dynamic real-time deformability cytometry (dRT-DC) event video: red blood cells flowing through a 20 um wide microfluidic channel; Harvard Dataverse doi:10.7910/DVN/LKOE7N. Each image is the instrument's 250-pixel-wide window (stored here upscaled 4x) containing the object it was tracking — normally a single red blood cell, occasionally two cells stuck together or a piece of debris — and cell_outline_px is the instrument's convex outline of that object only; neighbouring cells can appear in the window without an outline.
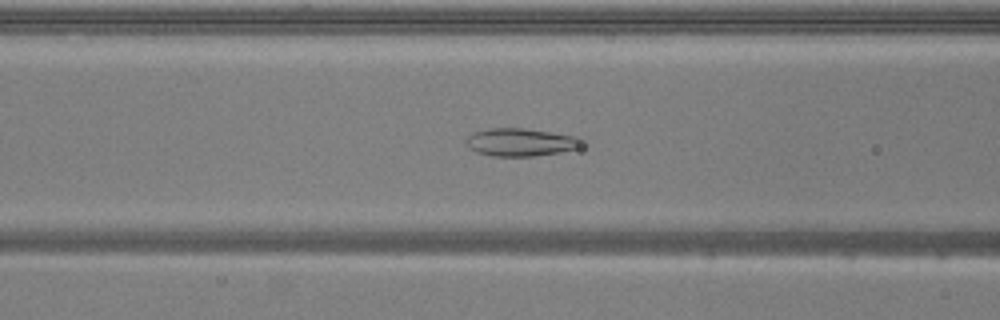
{"species": "common noctule bat (a hibernating species)", "species_latin": "Nyctalus noctula", "temperature_condition": "warm", "stored_images_in_passage": 52, "camera_frame_rate_fps": 3000, "um_per_image_px": 0.085, "animal": {"sex": "male", "body_mass_g": 20.5, "forearm_length_mm": 52.5}, "frame": {"image": 1, "passage_image": 20, "time_ms": 6.333, "image_size_px": [1000, 320], "cell_outline_px": [[584, 136], [580, 148], [560, 152], [532, 156], [492, 156], [476, 152], [468, 148], [464, 144], [464, 140], [472, 132], [488, 128], [524, 128]], "centroid_in_image_um": [44.26, 12.07], "position_along_channel_um": 122.3, "area_um2": 19.31}}
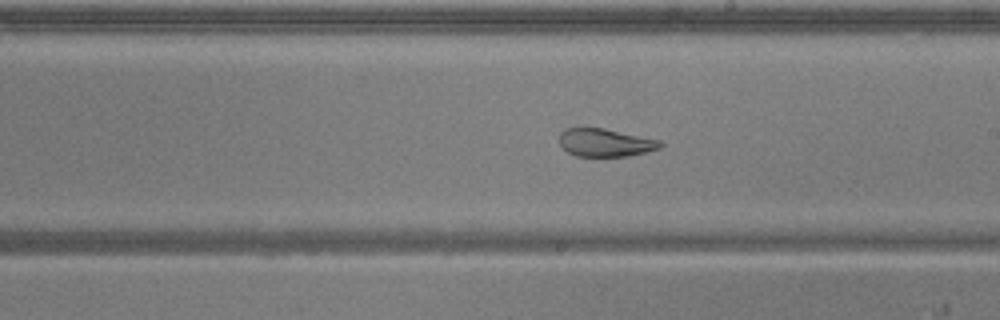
{"frame": {"image": 2, "passage_image": 29, "time_ms": 9.333, "image_size_px": [1000, 320], "cell_outline_px": [[664, 144], [660, 148], [648, 152], [628, 156], [576, 156], [568, 152], [560, 144], [560, 132], [564, 128], [604, 128], [660, 140]], "centroid_in_image_um": [51.47, 12.12], "position_along_channel_um": 237.5, "area_um2": 16.47}}
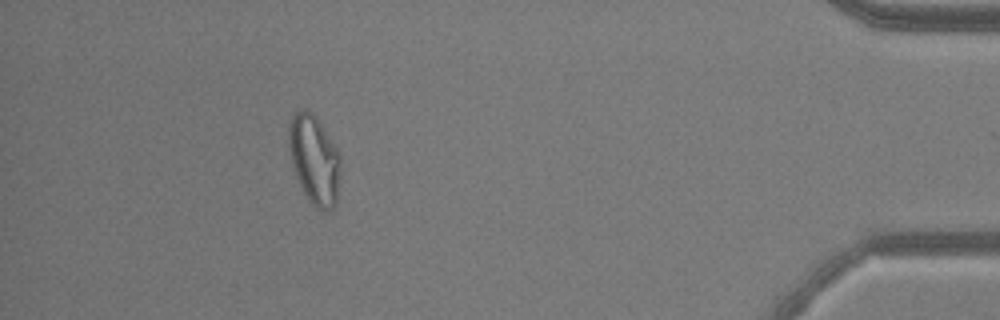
{"frame": {"image": 3, "passage_image": 47, "time_ms": 15.333, "image_size_px": [1000, 320], "cell_outline_px": [[340, 180], [336, 204], [328, 212], [324, 212], [316, 208], [308, 200], [300, 188], [292, 168], [288, 148], [288, 124], [292, 116], [300, 108], [308, 108], [316, 116], [340, 152]], "centroid_in_image_um": [26.7, 13.57], "position_along_channel_um": 408.5, "area_um2": 27.8}, "authors_computed_cell_mechanics": {"area_um2": 24.6228, "velocity_mm_per_s": 3.8482, "shape_relaxation_time_tau1_ms": null, "shape_relaxation_time_tau2_ms": 1.7996, "deformation_change_tau1": null, "deformation_change_tau2": 0.0935}}